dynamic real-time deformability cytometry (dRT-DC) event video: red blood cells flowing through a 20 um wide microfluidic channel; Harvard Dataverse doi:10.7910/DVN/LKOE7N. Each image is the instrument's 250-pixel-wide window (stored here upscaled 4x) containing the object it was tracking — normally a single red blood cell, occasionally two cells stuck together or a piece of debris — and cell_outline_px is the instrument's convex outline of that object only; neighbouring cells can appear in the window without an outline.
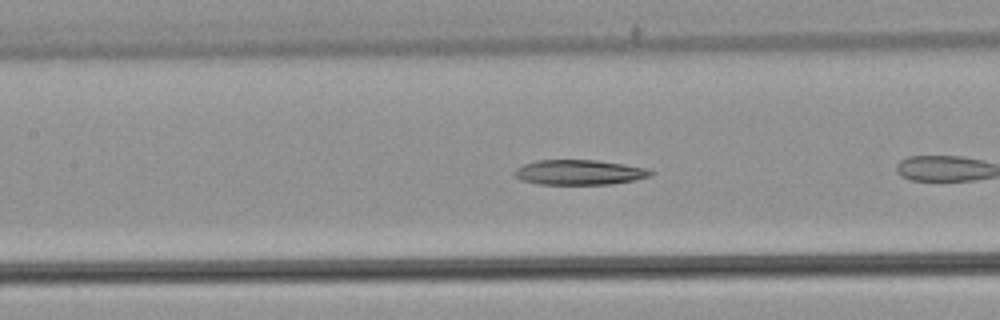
{"species": "common noctule bat (a hibernating species)", "species_latin": "Nyctalus noctula", "temperature_condition": "warm", "stored_images_in_passage": 25, "camera_frame_rate_fps": 3000, "um_per_image_px": 0.085, "animal": {"sex": "male", "body_mass_g": 21.5, "forearm_length_mm": 52.0}, "frame": {"image": 1, "passage_image": 8, "time_ms": 2.333, "image_size_px": [1000, 320], "cell_outline_px": [[656, 172], [652, 176], [632, 180], [608, 184], [540, 184], [524, 180], [512, 176], [512, 172], [516, 168], [524, 164], [536, 160], [596, 160], [644, 168]], "centroid_in_image_um": [49.19, 14.64], "position_along_channel_um": 158.2, "area_um2": 19.65}}
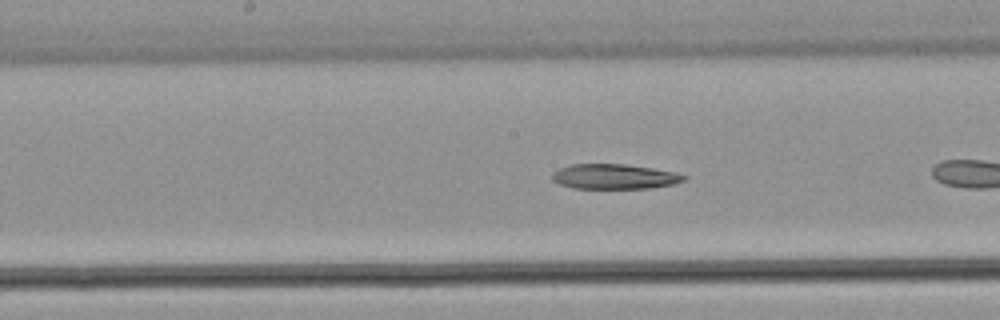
{"frame": {"image": 2, "passage_image": 11, "time_ms": 3.333, "image_size_px": [1000, 320], "cell_outline_px": [[688, 176], [684, 180], [672, 184], [652, 188], [572, 188], [560, 184], [552, 180], [552, 176], [560, 168], [572, 164], [624, 164], [652, 168], [676, 172]], "centroid_in_image_um": [52.25, 15.01], "position_along_channel_um": 196.0, "area_um2": 19.02}}